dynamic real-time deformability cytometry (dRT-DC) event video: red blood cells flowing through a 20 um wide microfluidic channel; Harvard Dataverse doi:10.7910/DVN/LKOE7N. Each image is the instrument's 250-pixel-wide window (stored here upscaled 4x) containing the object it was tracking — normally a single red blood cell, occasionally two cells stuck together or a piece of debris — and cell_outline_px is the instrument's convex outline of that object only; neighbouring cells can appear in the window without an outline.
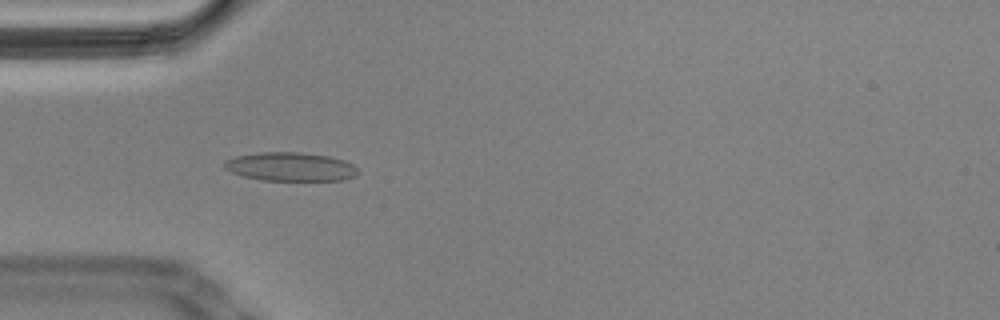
{"species": "Egyptian fruit bat (a non-hibernating species)", "species_latin": "Rousettus aegyptiacus", "temperature_condition": "cold", "stored_images_in_passage": 41, "camera_frame_rate_fps": 3000, "um_per_image_px": 0.085, "animal": {"sex": "male"}, "frame": {"image": 1, "passage_image": 1, "time_ms": 0.0, "image_size_px": [1000, 320], "cell_outline_px": [[356, 176], [344, 180], [260, 180], [244, 176], [232, 172], [224, 168], [224, 160], [236, 156], [260, 152], [300, 152], [328, 156], [344, 160], [352, 164], [356, 168]], "centroid_in_image_um": [24.67, 14.17], "position_along_channel_um": 60.3, "area_um2": 22.25}}
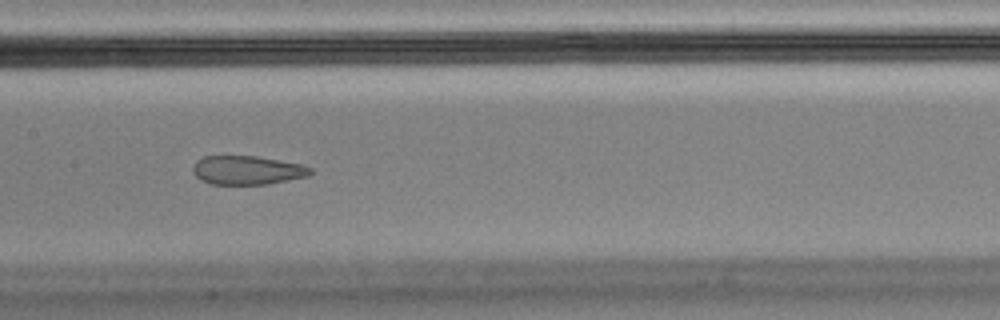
{"frame": {"image": 2, "passage_image": 12, "time_ms": 3.667, "image_size_px": [1000, 320], "cell_outline_px": [[312, 172], [308, 176], [268, 184], [212, 184], [200, 180], [192, 172], [192, 168], [196, 160], [204, 156], [256, 156], [300, 164], [312, 168]], "centroid_in_image_um": [20.98, 14.47], "position_along_channel_um": 186.4, "area_um2": 19.71}, "authors_computed_cell_mechanics": {"area_um2": 22.7732, "velocity_mm_per_s": 3.4651, "shape_relaxation_time_tau1_ms": null, "shape_relaxation_time_tau2_ms": 1.4599, "deformation_change_tau1": null, "deformation_change_tau2": 0.0678}}